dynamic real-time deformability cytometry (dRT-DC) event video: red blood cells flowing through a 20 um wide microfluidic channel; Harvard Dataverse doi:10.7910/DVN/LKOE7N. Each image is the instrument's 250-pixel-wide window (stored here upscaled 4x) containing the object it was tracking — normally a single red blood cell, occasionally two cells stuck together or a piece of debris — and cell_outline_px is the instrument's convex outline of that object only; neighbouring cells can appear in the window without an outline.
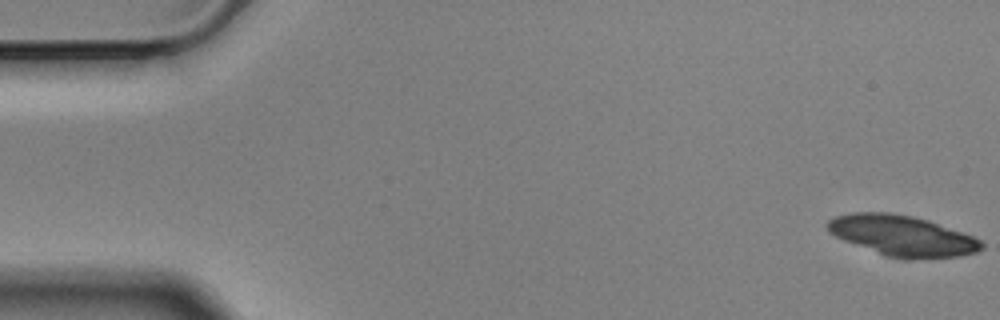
{"species": "Egyptian fruit bat (a non-hibernating species)", "species_latin": "Rousettus aegyptiacus", "temperature_condition": "cold", "stored_images_in_passage": 56, "camera_frame_rate_fps": 3000, "um_per_image_px": 0.085, "animal": {"sex": "male"}, "frame": {"image": 1, "passage_image": 1, "time_ms": 0.0, "image_size_px": [1000, 320], "cell_outline_px": [[984, 248], [976, 252], [960, 256], [908, 260], [888, 256], [844, 240], [828, 232], [824, 224], [828, 220], [836, 216], [852, 212], [892, 212], [912, 216], [928, 220], [972, 236], [980, 240], [984, 244]], "centroid_in_image_um": [76.68, 20.03], "position_along_channel_um": 8.3, "area_um2": 36.36}}
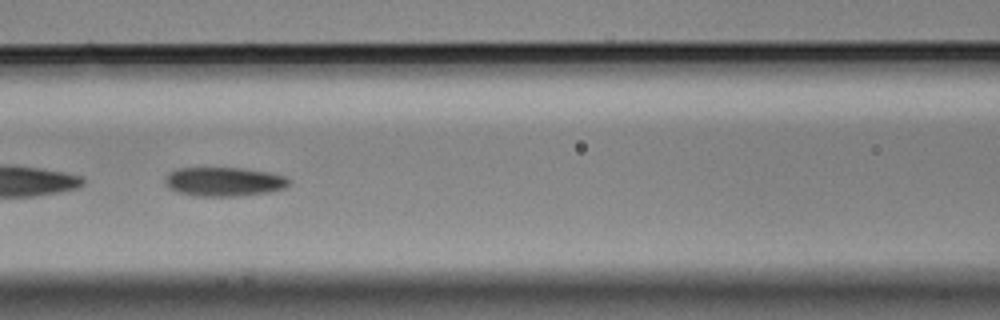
{"frame": {"image": 2, "passage_image": 25, "time_ms": 8.0, "image_size_px": [1000, 320], "cell_outline_px": [[292, 184], [284, 188], [272, 192], [240, 196], [196, 196], [176, 192], [168, 188], [164, 184], [164, 176], [168, 172], [176, 168], [240, 168], [268, 172], [284, 176], [292, 180]], "centroid_in_image_um": [19.02, 15.45], "position_along_channel_um": 147.6, "area_um2": 21.44}}
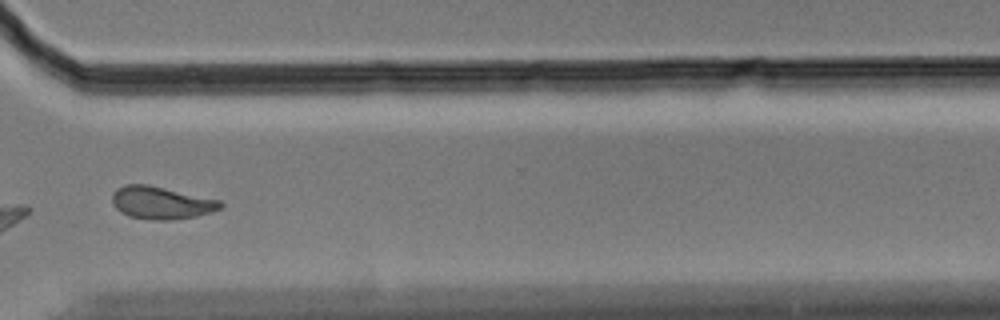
{"frame": {"image": 3, "passage_image": 43, "time_ms": 14.0, "image_size_px": [1000, 320], "cell_outline_px": [[224, 208], [212, 212], [196, 216], [172, 220], [148, 220], [128, 216], [120, 212], [112, 204], [112, 192], [116, 188], [124, 184], [148, 184], [220, 200], [224, 204]], "centroid_in_image_um": [13.69, 17.24], "position_along_channel_um": 356.9, "area_um2": 20.92}, "authors_computed_cell_mechanics": {"area_um2": 21.4149, "velocity_mm_per_s": 3.493, "shape_relaxation_time_tau1_ms": 5.8464, "shape_relaxation_time_tau2_ms": 4.2388, "deformation_change_tau1": 0.1339, "deformation_change_tau2": 0.1068}}